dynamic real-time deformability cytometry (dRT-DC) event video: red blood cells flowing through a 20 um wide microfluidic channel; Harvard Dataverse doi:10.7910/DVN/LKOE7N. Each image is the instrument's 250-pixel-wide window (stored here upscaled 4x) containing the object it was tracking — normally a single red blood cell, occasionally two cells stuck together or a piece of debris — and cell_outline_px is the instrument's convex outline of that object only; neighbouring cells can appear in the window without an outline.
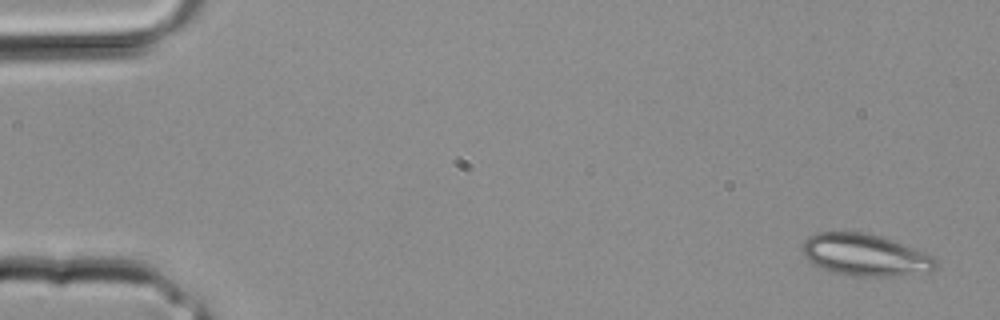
{"species": "common noctule bat (a hibernating species)", "species_latin": "Nyctalus noctula", "temperature_condition": "room temperature", "stored_images_in_passage": 32, "camera_frame_rate_fps": 3000, "um_per_image_px": 0.085, "animal": {"sex": "male", "body_mass_g": 20.4}, "frame": {"image": 1, "passage_image": 1, "time_ms": 0.0, "image_size_px": [1000, 320], "cell_outline_px": [[936, 268], [932, 272], [900, 276], [856, 276], [832, 272], [812, 264], [800, 252], [800, 248], [804, 240], [808, 236], [816, 232], [860, 232], [880, 236], [892, 240], [936, 256]], "centroid_in_image_um": [73.53, 21.68], "position_along_channel_um": 11.5, "area_um2": 33.0}}
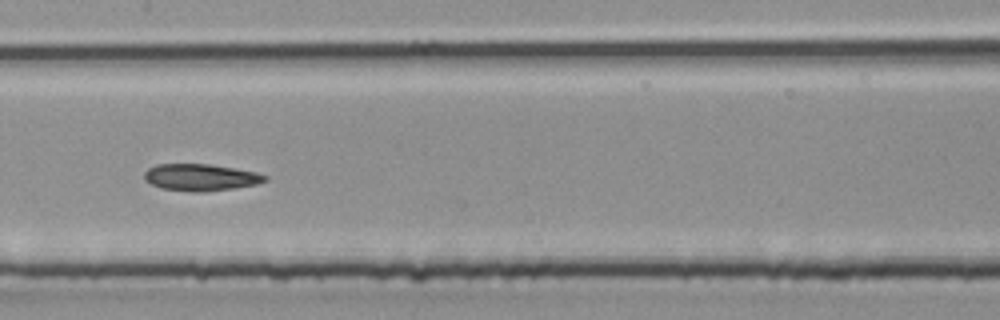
{"frame": {"image": 2, "passage_image": 16, "time_ms": 5.0, "image_size_px": [1000, 320], "cell_outline_px": [[268, 180], [256, 184], [232, 188], [196, 192], [192, 192], [160, 188], [144, 180], [144, 172], [148, 168], [156, 164], [208, 164], [256, 172], [268, 176]], "centroid_in_image_um": [17.02, 15.07], "position_along_channel_um": 190.4, "area_um2": 18.73}}
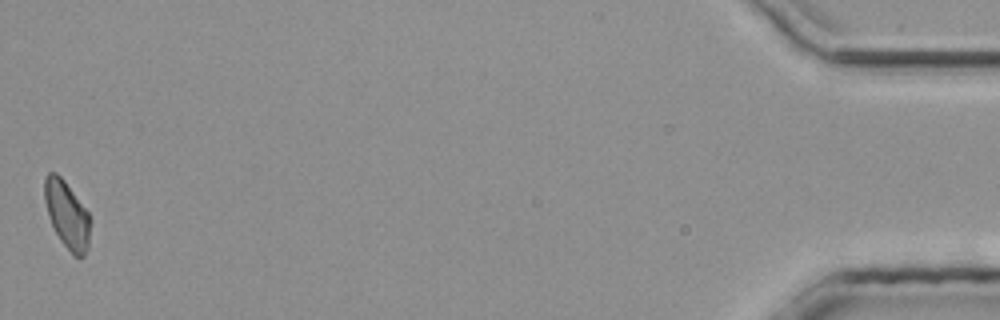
{"frame": {"image": 3, "passage_image": 32, "time_ms": 10.333, "image_size_px": [1000, 320], "cell_outline_px": [[88, 248], [84, 256], [80, 260], [60, 240], [48, 216], [44, 200], [44, 176], [48, 172], [56, 172], [64, 180], [88, 212]], "centroid_in_image_um": [5.65, 18.21], "position_along_channel_um": 429.5, "area_um2": 17.51}}